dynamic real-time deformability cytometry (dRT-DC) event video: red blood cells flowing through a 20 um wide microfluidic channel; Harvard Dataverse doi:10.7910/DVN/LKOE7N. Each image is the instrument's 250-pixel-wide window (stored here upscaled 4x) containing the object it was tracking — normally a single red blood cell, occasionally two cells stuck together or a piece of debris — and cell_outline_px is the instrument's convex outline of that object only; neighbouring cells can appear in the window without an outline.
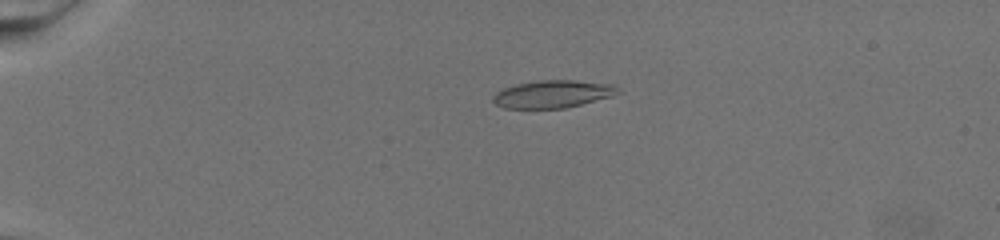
{"species": "common noctule bat (a hibernating species)", "species_latin": "Nyctalus noctula", "temperature_condition": "warm", "stored_images_in_passage": 76, "camera_frame_rate_fps": 3000, "um_per_image_px": 0.085, "animal": {"sex": "female", "body_mass_g": 19.5, "forearm_length_mm": 54.1}, "frame": {"image": 1, "passage_image": 20, "time_ms": 6.333, "image_size_px": [1000, 240], "cell_outline_px": [[620, 92], [612, 96], [564, 108], [504, 108], [496, 104], [492, 100], [492, 96], [496, 92], [504, 88], [516, 84], [536, 80], [576, 80], [616, 84]], "centroid_in_image_um": [46.99, 7.98], "position_along_channel_um": 38.0, "area_um2": 20.11}}
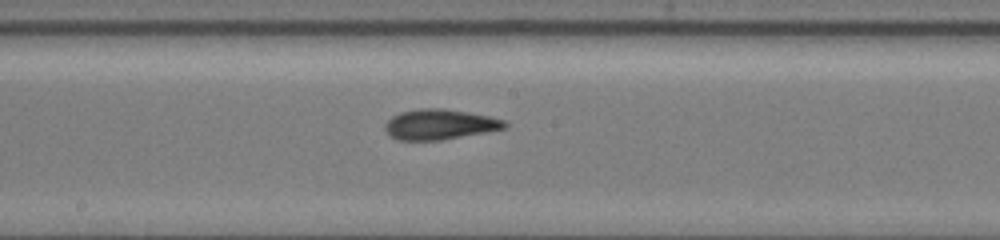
{"frame": {"image": 2, "passage_image": 45, "time_ms": 14.667, "image_size_px": [1000, 240], "cell_outline_px": [[508, 124], [504, 128], [484, 132], [440, 140], [396, 140], [388, 136], [384, 128], [384, 124], [392, 116], [400, 112], [420, 108], [444, 108], [488, 116], [504, 120]], "centroid_in_image_um": [37.3, 10.57], "position_along_channel_um": 210.9, "area_um2": 21.04}}
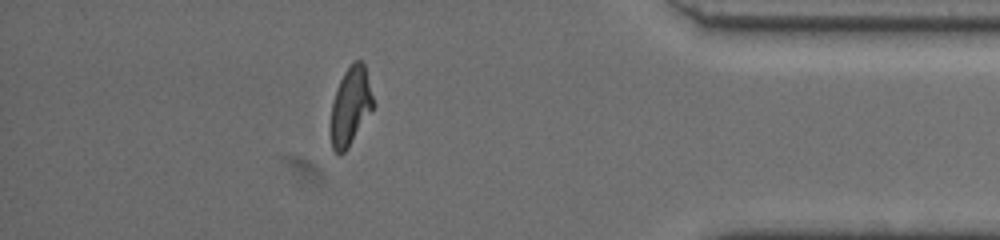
{"frame": {"image": 3, "passage_image": 68, "time_ms": 22.333, "image_size_px": [1000, 240], "cell_outline_px": [[372, 108], [348, 148], [340, 156], [332, 148], [332, 104], [336, 88], [344, 72], [356, 60], [360, 60], [364, 64], [372, 96]], "centroid_in_image_um": [29.77, 9.03], "position_along_channel_um": 405.4, "area_um2": 18.5}}